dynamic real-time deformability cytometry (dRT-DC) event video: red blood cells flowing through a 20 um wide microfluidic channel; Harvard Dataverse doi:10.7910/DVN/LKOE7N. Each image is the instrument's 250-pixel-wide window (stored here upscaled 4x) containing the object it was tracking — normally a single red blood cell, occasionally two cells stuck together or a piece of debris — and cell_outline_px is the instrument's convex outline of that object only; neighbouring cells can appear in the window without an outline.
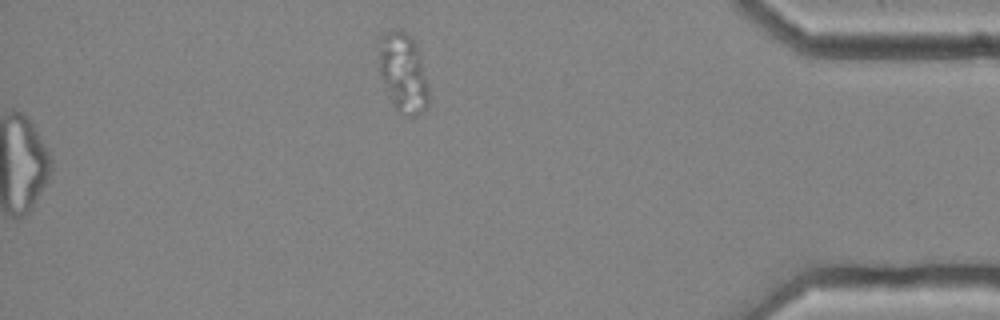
{"species": "common noctule bat (a hibernating species)", "species_latin": "Nyctalus noctula", "temperature_condition": "cold", "stored_images_in_passage": 39, "camera_frame_rate_fps": 3000, "um_per_image_px": 0.085, "animal": {"sex": "female", "body_mass_g": 25.1}, "frame": {"image": 1, "passage_image": 39, "time_ms": 12.667, "image_size_px": [1000, 320], "cell_outline_px": [[428, 104], [416, 116], [408, 116], [396, 108], [380, 76], [380, 36], [392, 28], [404, 28], [416, 44], [420, 56], [428, 88]], "centroid_in_image_um": [34.27, 6.11], "position_along_channel_um": 400.9, "area_um2": 22.66}, "authors_computed_cell_mechanics": {"area_um2": 27.3972, "velocity_mm_per_s": 3.6698, "shape_relaxation_time_tau1_ms": null, "shape_relaxation_time_tau2_ms": 3.2848, "deformation_change_tau1": null, "deformation_change_tau2": 0.1271}}